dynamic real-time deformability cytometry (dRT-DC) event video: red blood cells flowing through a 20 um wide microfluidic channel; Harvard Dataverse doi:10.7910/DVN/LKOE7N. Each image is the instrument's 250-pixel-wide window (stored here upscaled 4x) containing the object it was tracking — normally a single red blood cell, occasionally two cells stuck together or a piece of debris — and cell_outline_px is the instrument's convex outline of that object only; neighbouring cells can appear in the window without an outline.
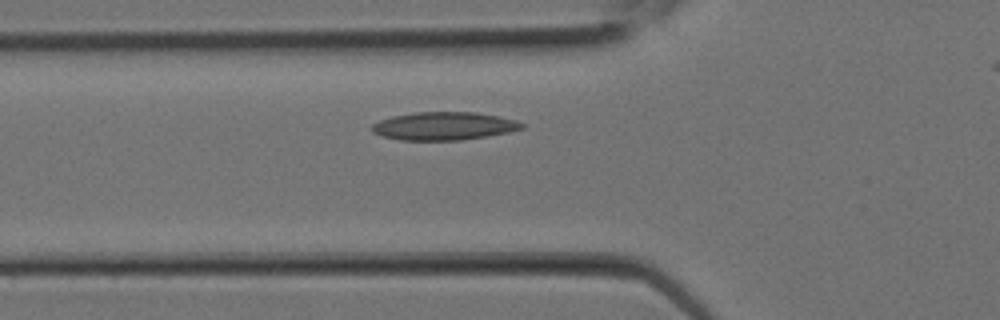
{"species": "Egyptian fruit bat (a non-hibernating species)", "species_latin": "Rousettus aegyptiacus", "temperature_condition": "room temperature", "stored_images_in_passage": 10, "camera_frame_rate_fps": 3000, "um_per_image_px": 0.085, "animal": {"sex": "female"}, "frame": {"image": 1, "passage_image": 5, "time_ms": 1.333, "image_size_px": [1000, 320], "cell_outline_px": [[524, 128], [508, 132], [488, 136], [460, 140], [400, 140], [380, 136], [372, 132], [372, 124], [380, 120], [392, 116], [416, 112], [476, 112], [516, 120], [524, 124]], "centroid_in_image_um": [37.71, 10.71], "position_along_channel_um": 88.1, "area_um2": 24.51}}
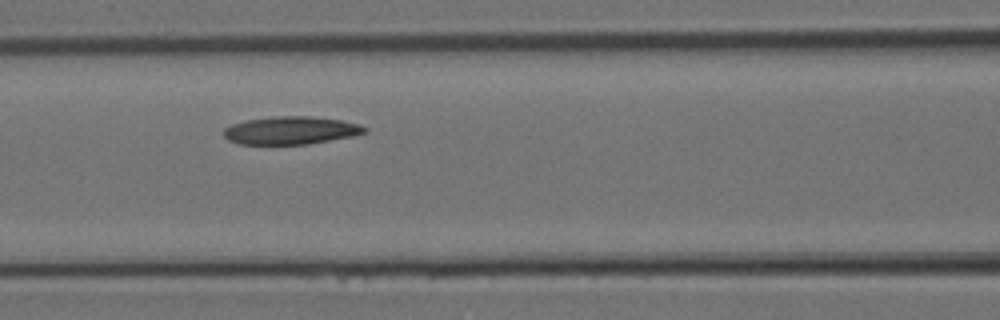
{"frame": {"image": 2, "passage_image": 7, "time_ms": 2.0, "image_size_px": [1000, 320], "cell_outline_px": [[368, 132], [352, 136], [308, 144], [240, 144], [228, 140], [224, 136], [224, 128], [232, 124], [244, 120], [276, 116], [308, 116], [340, 120], [360, 124], [368, 128]], "centroid_in_image_um": [24.72, 11.08], "position_along_channel_um": 141.9, "area_um2": 22.89}}
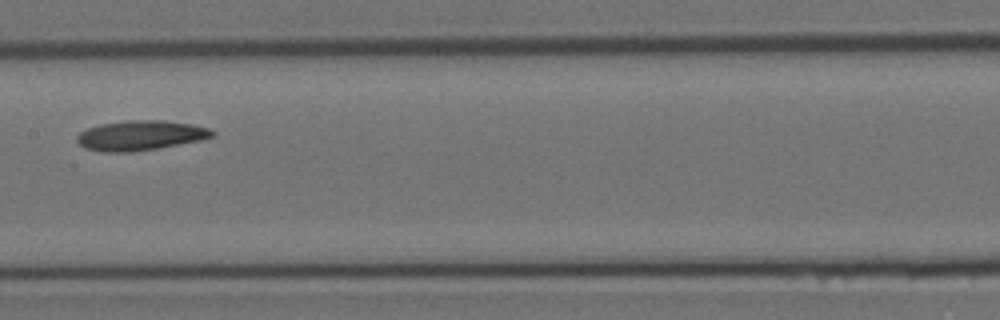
{"frame": {"image": 3, "passage_image": 9, "time_ms": 2.667, "image_size_px": [1000, 320], "cell_outline_px": [[216, 136], [200, 140], [156, 148], [132, 152], [104, 152], [84, 148], [76, 140], [76, 136], [80, 132], [88, 128], [100, 124], [124, 120], [164, 120], [192, 124], [208, 128], [216, 132]], "centroid_in_image_um": [11.93, 11.5], "position_along_channel_um": 195.5, "area_um2": 23.58}}